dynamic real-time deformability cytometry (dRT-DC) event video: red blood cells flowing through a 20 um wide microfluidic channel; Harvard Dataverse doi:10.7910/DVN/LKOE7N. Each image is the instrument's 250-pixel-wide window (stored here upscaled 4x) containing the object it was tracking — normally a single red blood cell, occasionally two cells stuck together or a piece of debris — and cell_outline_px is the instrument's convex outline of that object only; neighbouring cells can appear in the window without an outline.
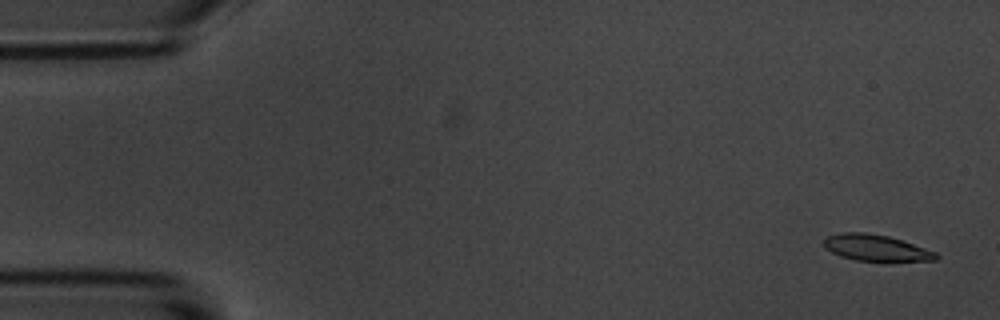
{"species": "common noctule bat (a hibernating species)", "species_latin": "Nyctalus noctula", "temperature_condition": "room temperature", "stored_images_in_passage": 4, "camera_frame_rate_fps": 3000, "um_per_image_px": 0.085, "animal": {"sex": "male", "body_mass_g": 20.1, "forearm_length_mm": 53.5}, "frame": {"image": 1, "passage_image": 1, "time_ms": 0.0, "image_size_px": [1000, 320], "cell_outline_px": [[940, 256], [936, 260], [856, 260], [840, 256], [824, 248], [824, 236], [840, 232], [864, 232], [888, 236], [936, 252]], "centroid_in_image_um": [74.38, 21.04], "position_along_channel_um": 10.6, "area_um2": 16.88}}